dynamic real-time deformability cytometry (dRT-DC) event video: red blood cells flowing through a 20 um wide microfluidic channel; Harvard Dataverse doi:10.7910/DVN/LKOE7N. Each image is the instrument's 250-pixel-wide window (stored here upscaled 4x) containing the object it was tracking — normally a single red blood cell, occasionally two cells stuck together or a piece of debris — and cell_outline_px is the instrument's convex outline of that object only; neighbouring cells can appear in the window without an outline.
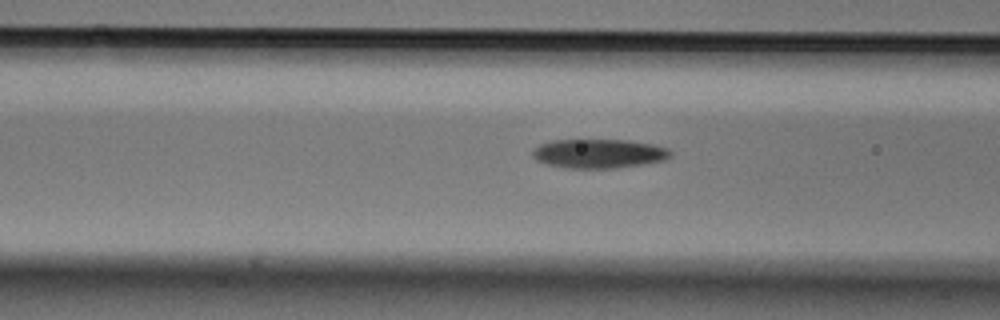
{"species": "Egyptian fruit bat (a non-hibernating species)", "species_latin": "Rousettus aegyptiacus", "temperature_condition": "cold", "stored_images_in_passage": 6, "camera_frame_rate_fps": 3000, "um_per_image_px": 0.085, "animal": {"sex": "male"}, "frame": {"image": 1, "passage_image": 4, "time_ms": 1.0, "image_size_px": [1000, 320], "cell_outline_px": [[672, 156], [664, 160], [616, 168], [564, 168], [548, 164], [536, 160], [532, 156], [532, 152], [540, 144], [552, 140], [628, 140], [652, 144], [668, 148], [672, 152]], "centroid_in_image_um": [50.9, 13.05], "position_along_channel_um": 115.7, "area_um2": 23.35}}